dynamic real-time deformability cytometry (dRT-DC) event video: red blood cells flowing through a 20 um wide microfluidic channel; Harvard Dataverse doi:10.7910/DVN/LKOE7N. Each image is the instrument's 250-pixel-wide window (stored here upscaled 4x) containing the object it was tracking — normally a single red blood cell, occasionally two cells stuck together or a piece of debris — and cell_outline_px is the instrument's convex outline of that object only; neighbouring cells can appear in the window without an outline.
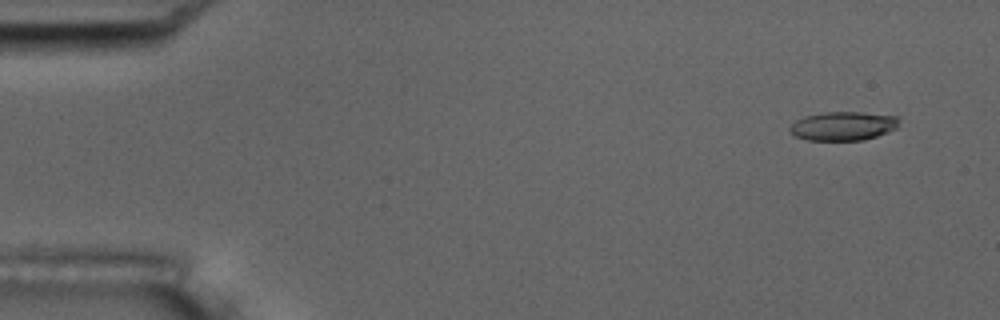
{"species": "common noctule bat (a hibernating species)", "species_latin": "Nyctalus noctula", "temperature_condition": "room temperature", "stored_images_in_passage": 2, "camera_frame_rate_fps": 3000, "um_per_image_px": 0.085, "animal": {"sex": "male", "body_mass_g": 17.5, "forearm_length_mm": 52.3}, "frame": {"image": 1, "passage_image": 2, "time_ms": 2.0, "image_size_px": [1000, 320], "cell_outline_px": [[900, 120], [896, 128], [888, 132], [864, 140], [808, 140], [796, 136], [788, 128], [796, 120], [804, 116], [824, 112], [864, 112], [896, 116]], "centroid_in_image_um": [71.68, 10.7], "position_along_channel_um": 13.3, "area_um2": 18.32}}